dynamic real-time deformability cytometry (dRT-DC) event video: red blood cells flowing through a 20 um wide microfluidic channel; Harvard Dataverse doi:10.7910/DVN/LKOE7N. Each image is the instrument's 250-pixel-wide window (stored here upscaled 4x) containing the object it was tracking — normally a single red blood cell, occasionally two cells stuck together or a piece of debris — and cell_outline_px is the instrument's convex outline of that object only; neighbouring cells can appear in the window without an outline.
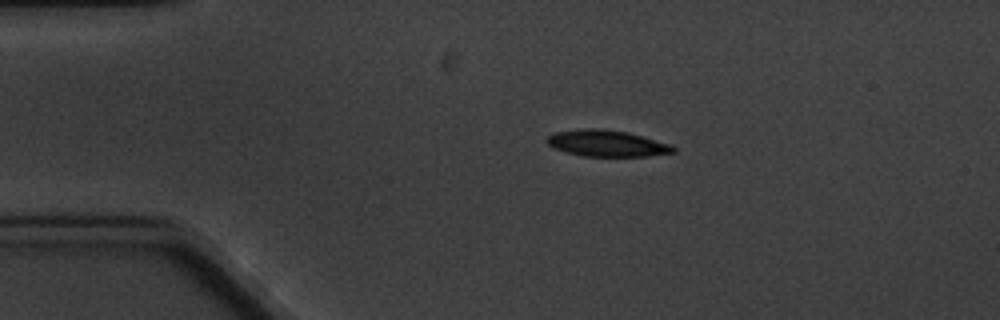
{"species": "common noctule bat (a hibernating species)", "species_latin": "Nyctalus noctula", "temperature_condition": "cold", "stored_images_in_passage": 7, "camera_frame_rate_fps": 3000, "um_per_image_px": 0.085, "animal": {"sex": "male", "body_mass_g": 20.1, "forearm_length_mm": 53.5}, "frame": {"image": 1, "passage_image": 2, "time_ms": 2.0, "image_size_px": [1000, 320], "cell_outline_px": [[676, 152], [648, 156], [580, 156], [564, 152], [548, 144], [544, 140], [548, 136], [556, 132], [580, 128], [596, 128], [628, 132], [668, 144], [676, 148]], "centroid_in_image_um": [51.54, 12.19], "position_along_channel_um": 33.5, "area_um2": 19.36}}
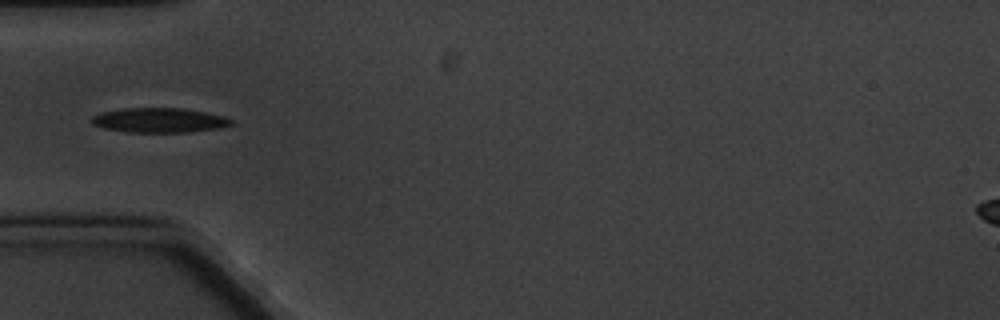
{"frame": {"image": 2, "passage_image": 4, "time_ms": 4.333, "image_size_px": [1000, 320], "cell_outline_px": [[232, 124], [220, 128], [188, 132], [124, 132], [104, 128], [92, 124], [92, 116], [100, 112], [124, 108], [180, 108], [204, 112], [224, 116], [232, 120]], "centroid_in_image_um": [13.51, 10.22], "position_along_channel_um": 71.5, "area_um2": 20.0}}
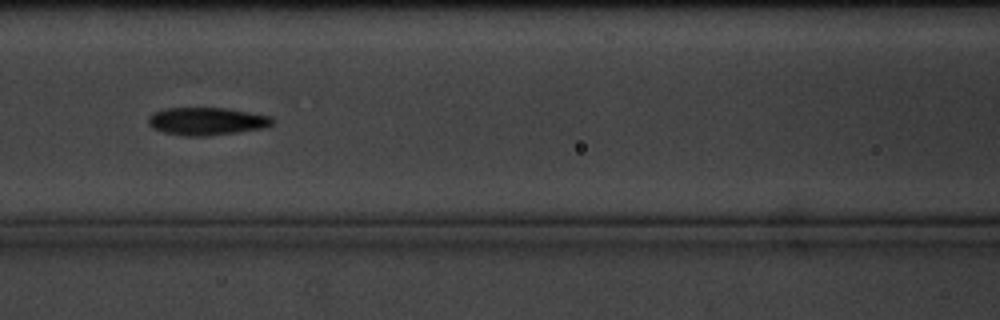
{"frame": {"image": 3, "passage_image": 6, "time_ms": 6.667, "image_size_px": [1000, 320], "cell_outline_px": [[276, 120], [272, 124], [264, 128], [236, 132], [204, 136], [184, 136], [164, 132], [152, 128], [148, 124], [148, 116], [152, 112], [164, 108], [224, 108], [248, 112], [268, 116]], "centroid_in_image_um": [17.52, 10.3], "position_along_channel_um": 149.1, "area_um2": 20.0}}